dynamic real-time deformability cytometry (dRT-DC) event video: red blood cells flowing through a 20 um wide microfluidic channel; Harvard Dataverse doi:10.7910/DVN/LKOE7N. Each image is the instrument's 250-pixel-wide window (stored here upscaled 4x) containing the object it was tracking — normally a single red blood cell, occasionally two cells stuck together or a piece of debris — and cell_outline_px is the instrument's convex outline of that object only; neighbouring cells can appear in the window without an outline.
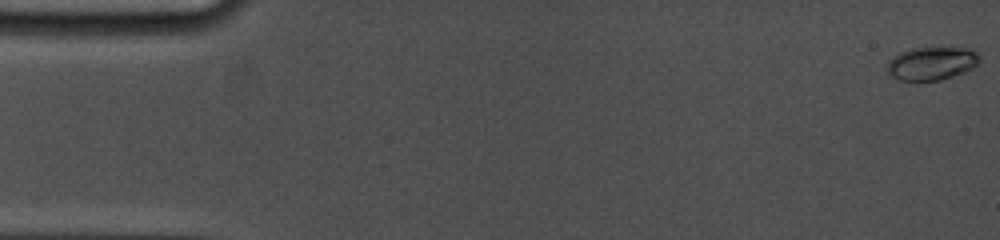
{"species": "common noctule bat (a hibernating species)", "species_latin": "Nyctalus noctula", "temperature_condition": "cold", "stored_images_in_passage": 65, "camera_frame_rate_fps": 5000, "um_per_image_px": 0.085, "animal": {"sex": "female", "body_mass_g": 19.0, "forearm_length_mm": 53.3}, "frame": {"image": 1, "passage_image": 1, "time_ms": 0.0, "image_size_px": [1000, 240], "cell_outline_px": [[980, 60], [972, 68], [964, 72], [940, 80], [900, 80], [892, 76], [888, 72], [888, 60], [900, 52], [912, 48], [968, 48], [980, 52]], "centroid_in_image_um": [79.22, 5.38], "position_along_channel_um": 5.8, "area_um2": 17.74}}
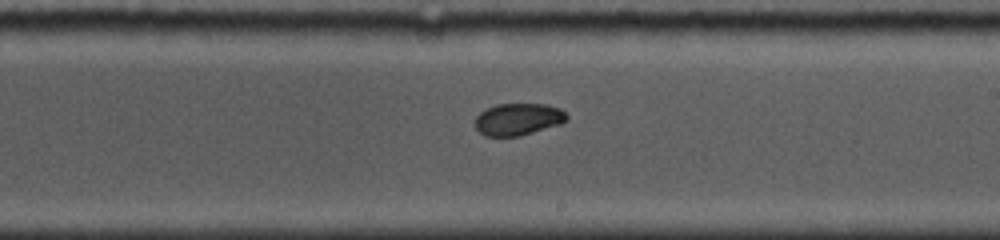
{"frame": {"image": 2, "passage_image": 32, "time_ms": 10.0, "image_size_px": [1000, 240], "cell_outline_px": [[568, 116], [560, 124], [520, 136], [484, 136], [476, 128], [476, 116], [480, 112], [496, 104], [544, 104], [560, 108]], "centroid_in_image_um": [44.02, 10.13], "position_along_channel_um": 245.0, "area_um2": 16.94}}
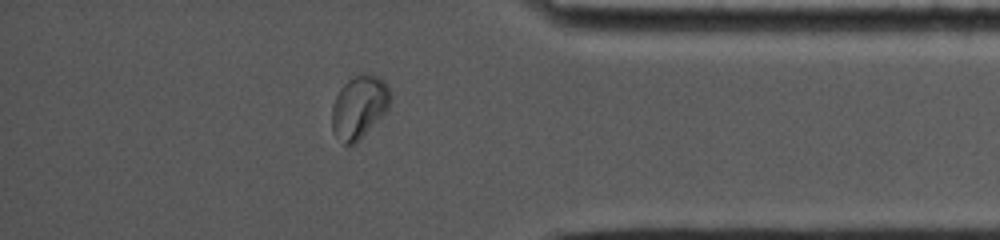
{"frame": {"image": 3, "passage_image": 54, "time_ms": 14.4, "image_size_px": [1000, 240], "cell_outline_px": [[392, 96], [388, 108], [360, 140], [352, 144], [344, 144], [332, 132], [332, 104], [340, 88], [348, 80], [356, 76], [376, 76], [384, 80], [388, 84]], "centroid_in_image_um": [30.53, 9.11], "position_along_channel_um": 404.7, "area_um2": 21.15}, "authors_computed_cell_mechanics": {"area_um2": 17.918, "velocity_mm_per_s": 3.8128, "shape_relaxation_time_tau1_ms": 7.0785, "shape_relaxation_time_tau2_ms": null, "deformation_change_tau1": 0.1495, "deformation_change_tau2": null}}